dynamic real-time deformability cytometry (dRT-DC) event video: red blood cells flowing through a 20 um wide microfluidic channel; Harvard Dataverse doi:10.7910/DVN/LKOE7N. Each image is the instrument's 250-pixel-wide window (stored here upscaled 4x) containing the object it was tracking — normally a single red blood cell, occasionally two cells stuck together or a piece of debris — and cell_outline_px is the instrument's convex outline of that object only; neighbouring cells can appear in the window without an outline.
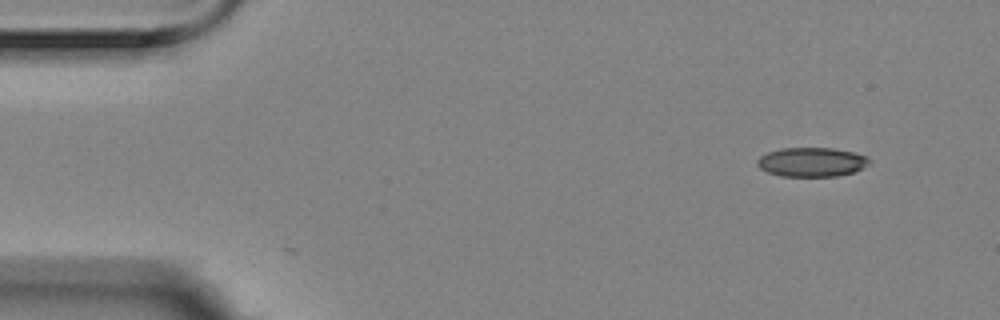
{"species": "Egyptian fruit bat (a non-hibernating species)", "species_latin": "Rousettus aegyptiacus", "temperature_condition": "room temperature", "stored_images_in_passage": 4, "camera_frame_rate_fps": 3000, "um_per_image_px": 0.085, "animal": {"sex": "female"}, "frame": {"image": 1, "passage_image": 1, "time_ms": 0.0, "image_size_px": [1000, 320], "cell_outline_px": [[872, 164], [856, 172], [836, 176], [780, 176], [768, 172], [760, 168], [756, 164], [756, 160], [760, 156], [768, 152], [780, 148], [832, 148], [852, 152], [868, 156], [872, 160]], "centroid_in_image_um": [69.04, 13.78], "position_along_channel_um": 16.0, "area_um2": 19.36}}